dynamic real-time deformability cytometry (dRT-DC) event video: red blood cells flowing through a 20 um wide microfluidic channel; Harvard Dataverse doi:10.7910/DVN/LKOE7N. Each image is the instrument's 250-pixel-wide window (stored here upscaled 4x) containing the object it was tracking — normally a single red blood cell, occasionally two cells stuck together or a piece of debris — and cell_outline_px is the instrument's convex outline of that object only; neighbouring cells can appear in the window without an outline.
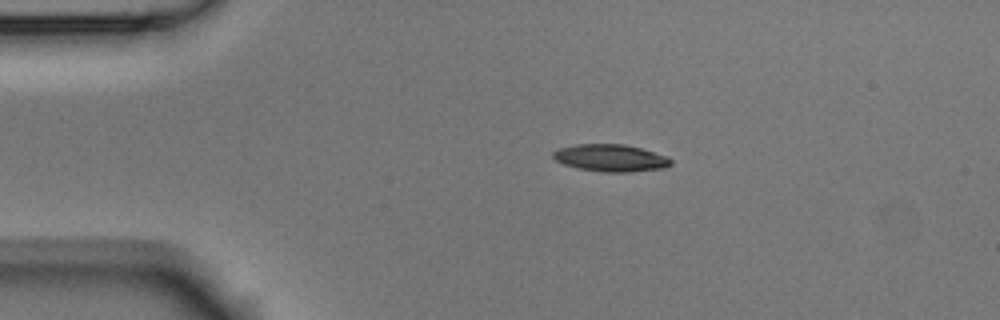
{"species": "Egyptian fruit bat (a non-hibernating species)", "species_latin": "Rousettus aegyptiacus", "temperature_condition": "room temperature", "stored_images_in_passage": 4, "camera_frame_rate_fps": 3000, "um_per_image_px": 0.085, "animal": {"sex": "male"}, "frame": {"image": 1, "passage_image": 2, "time_ms": 0.333, "image_size_px": [1000, 320], "cell_outline_px": [[672, 164], [664, 168], [628, 172], [604, 172], [580, 168], [564, 164], [556, 160], [552, 156], [552, 152], [560, 148], [576, 144], [624, 144], [640, 148], [668, 156], [672, 160]], "centroid_in_image_um": [51.93, 13.42], "position_along_channel_um": 33.1, "area_um2": 18.55}}
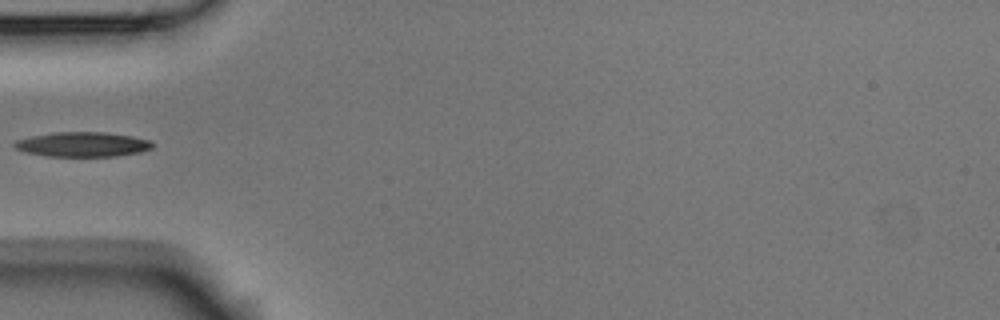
{"frame": {"image": 2, "passage_image": 4, "time_ms": 1.0, "image_size_px": [1000, 320], "cell_outline_px": [[152, 148], [140, 152], [116, 156], [48, 156], [24, 152], [12, 148], [12, 144], [16, 140], [32, 136], [56, 132], [104, 132], [132, 136], [148, 140], [152, 144]], "centroid_in_image_um": [6.96, 12.27], "position_along_channel_um": 78.0, "area_um2": 19.83}}